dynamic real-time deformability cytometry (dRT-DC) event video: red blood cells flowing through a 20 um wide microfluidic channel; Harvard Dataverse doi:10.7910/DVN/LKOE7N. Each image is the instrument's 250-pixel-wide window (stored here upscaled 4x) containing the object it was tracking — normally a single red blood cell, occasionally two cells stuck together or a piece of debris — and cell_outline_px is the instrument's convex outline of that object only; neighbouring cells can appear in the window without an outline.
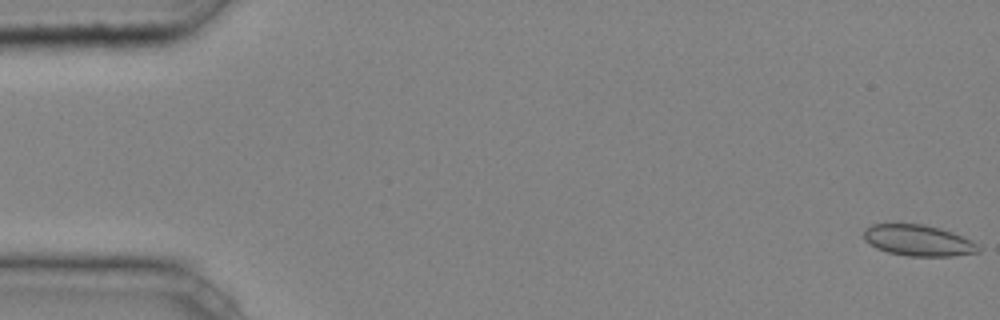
{"species": "common noctule bat (a hibernating species)", "species_latin": "Nyctalus noctula", "temperature_condition": "cold", "stored_images_in_passage": 45, "camera_frame_rate_fps": 3000, "um_per_image_px": 0.085, "animal": {"sex": "male", "body_mass_g": 20.4}, "frame": {"image": 1, "passage_image": 1, "time_ms": 0.0, "image_size_px": [1000, 320], "cell_outline_px": [[980, 252], [952, 256], [908, 256], [888, 252], [876, 248], [864, 240], [864, 228], [872, 224], [924, 224], [940, 228], [952, 232], [972, 240], [980, 248]], "centroid_in_image_um": [78.05, 20.43], "position_along_channel_um": 7.0, "area_um2": 20.81}}
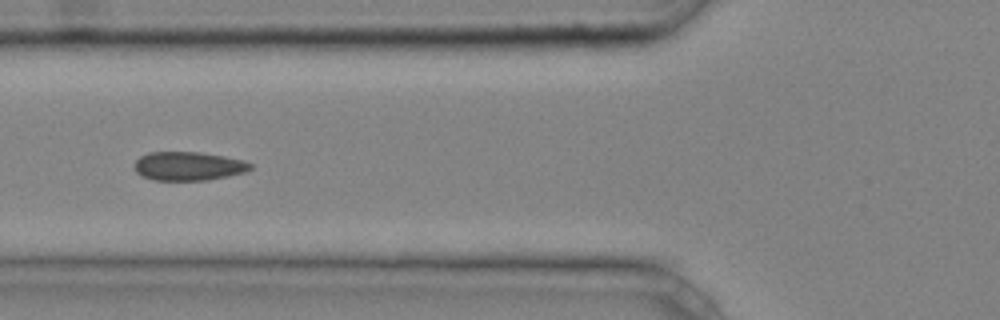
{"frame": {"image": 2, "passage_image": 18, "time_ms": 5.667, "image_size_px": [1000, 320], "cell_outline_px": [[252, 168], [244, 172], [228, 176], [208, 180], [152, 180], [136, 172], [136, 160], [140, 156], [148, 152], [200, 152], [224, 156], [244, 160], [252, 164]], "centroid_in_image_um": [16.04, 14.11], "position_along_channel_um": 109.8, "area_um2": 19.36}}
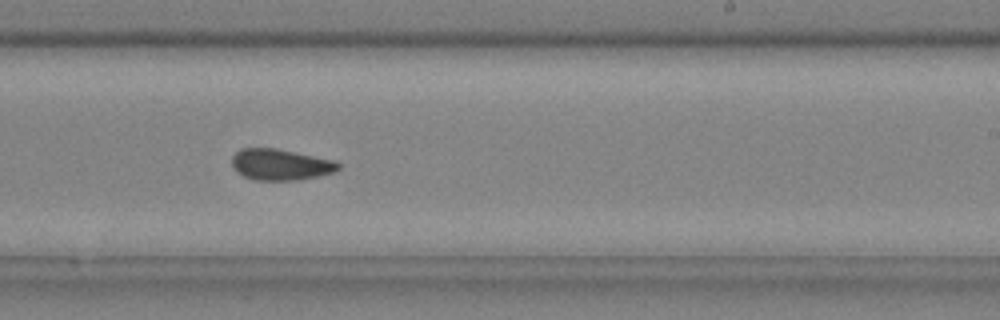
{"frame": {"image": 3, "passage_image": 29, "time_ms": 9.333, "image_size_px": [1000, 320], "cell_outline_px": [[340, 168], [332, 172], [316, 176], [292, 180], [256, 180], [244, 176], [236, 172], [232, 164], [232, 156], [240, 148], [276, 148], [336, 160], [340, 164]], "centroid_in_image_um": [23.82, 13.97], "position_along_channel_um": 265.2, "area_um2": 19.25}, "authors_computed_cell_mechanics": {"area_um2": 19.5942, "velocity_mm_per_s": 4.2408, "shape_relaxation_time_tau1_ms": null, "shape_relaxation_time_tau2_ms": 0.9544, "deformation_change_tau1": null, "deformation_change_tau2": 0.0323}}